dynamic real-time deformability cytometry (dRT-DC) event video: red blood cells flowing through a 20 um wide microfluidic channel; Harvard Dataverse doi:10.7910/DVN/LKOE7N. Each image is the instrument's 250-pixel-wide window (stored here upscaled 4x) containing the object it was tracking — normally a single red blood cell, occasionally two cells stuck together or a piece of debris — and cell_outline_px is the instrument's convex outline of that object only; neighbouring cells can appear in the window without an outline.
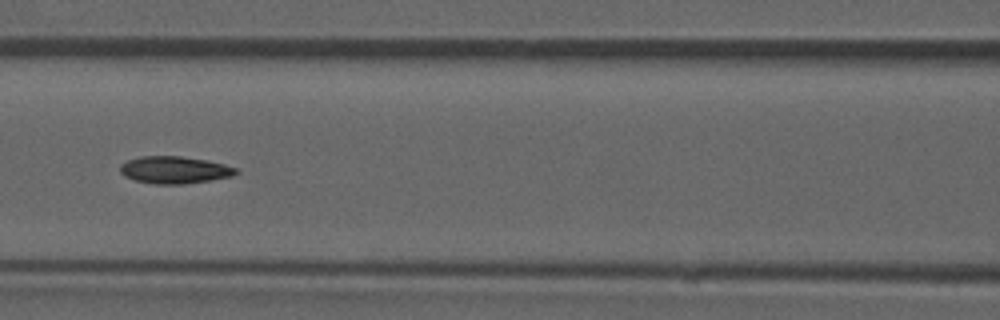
{"species": "common noctule bat (a hibernating species)", "species_latin": "Nyctalus noctula", "temperature_condition": "room temperature", "stored_images_in_passage": 52, "camera_frame_rate_fps": 3000, "um_per_image_px": 0.085, "animal": {"sex": "male", "forearm_length_mm": 52.5}, "frame": {"image": 1, "passage_image": 23, "time_ms": 7.333, "image_size_px": [1000, 320], "cell_outline_px": [[240, 172], [232, 176], [212, 180], [184, 184], [156, 184], [136, 180], [124, 176], [120, 172], [120, 164], [128, 160], [140, 156], [180, 156], [204, 160], [224, 164], [240, 168]], "centroid_in_image_um": [14.87, 14.44], "position_along_channel_um": 151.7, "area_um2": 18.44}, "authors_computed_cell_mechanics": {"area_um2": 18.3226, "velocity_mm_per_s": 3.8864, "shape_relaxation_time_tau1_ms": null, "shape_relaxation_time_tau2_ms": 3.3996, "deformation_change_tau1": null, "deformation_change_tau2": 0.0994}}